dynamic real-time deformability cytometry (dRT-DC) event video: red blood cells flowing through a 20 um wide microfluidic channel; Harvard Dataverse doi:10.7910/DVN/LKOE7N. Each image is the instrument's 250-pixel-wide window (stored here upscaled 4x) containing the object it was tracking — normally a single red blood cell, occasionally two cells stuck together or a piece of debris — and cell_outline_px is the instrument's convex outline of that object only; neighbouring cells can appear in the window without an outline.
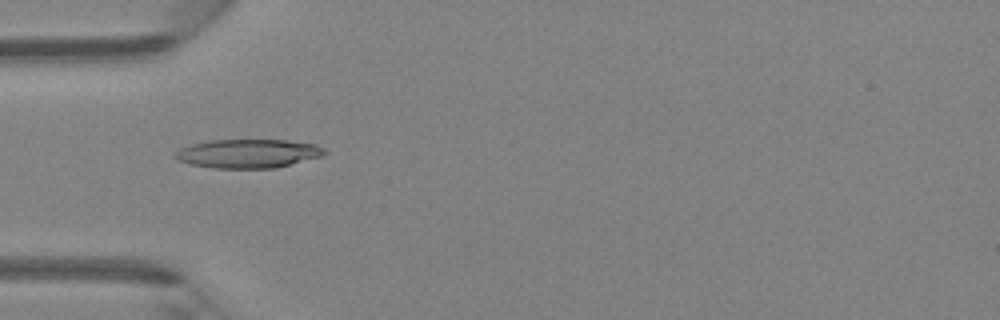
{"species": "Egyptian fruit bat (a non-hibernating species)", "species_latin": "Rousettus aegyptiacus", "temperature_condition": "room temperature", "stored_images_in_passage": 40, "camera_frame_rate_fps": 3000, "um_per_image_px": 0.085, "animal": {"sex": "female"}, "frame": {"image": 1, "passage_image": 8, "time_ms": 2.333, "image_size_px": [1000, 320], "cell_outline_px": [[328, 152], [324, 156], [272, 168], [212, 168], [192, 164], [176, 160], [172, 156], [180, 148], [192, 144], [212, 140], [288, 140], [316, 144], [324, 148]], "centroid_in_image_um": [21.1, 13.05], "position_along_channel_um": 63.9, "area_um2": 25.09}}
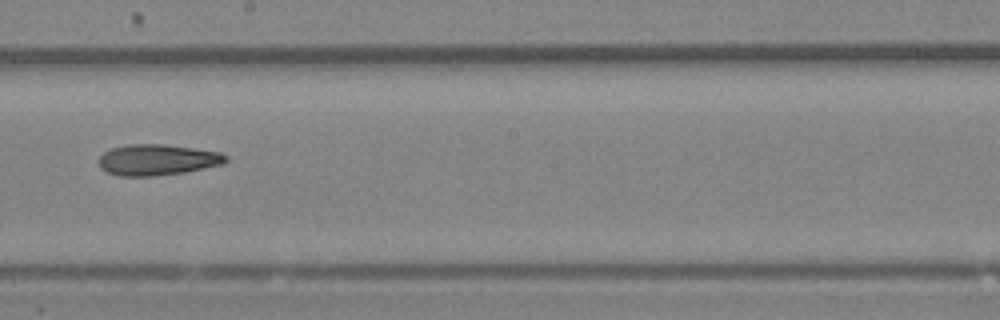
{"frame": {"image": 2, "passage_image": 20, "time_ms": 6.333, "image_size_px": [1000, 320], "cell_outline_px": [[228, 160], [224, 164], [184, 172], [152, 176], [120, 176], [108, 172], [100, 168], [100, 156], [104, 152], [112, 148], [128, 144], [164, 144], [220, 152], [228, 156]], "centroid_in_image_um": [13.39, 13.58], "position_along_channel_um": 234.8, "area_um2": 22.83}}
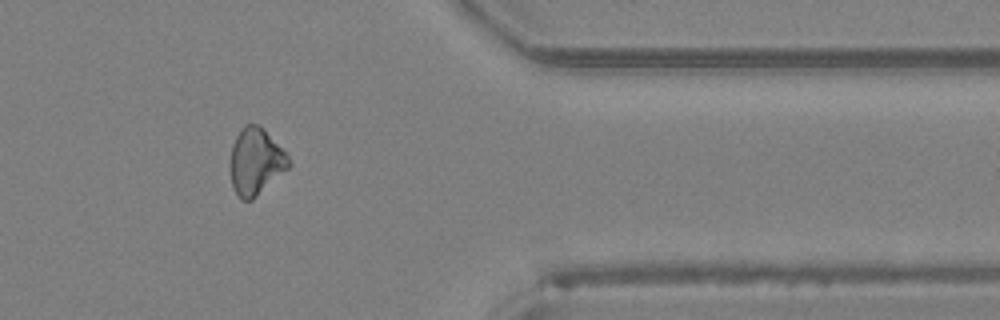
{"frame": {"image": 3, "passage_image": 32, "time_ms": 10.333, "image_size_px": [1000, 320], "cell_outline_px": [[292, 164], [288, 168], [252, 200], [240, 200], [232, 188], [232, 144], [240, 128], [244, 124], [260, 124], [264, 128], [288, 156]], "centroid_in_image_um": [21.74, 13.71], "position_along_channel_um": 389.7, "area_um2": 22.48}, "authors_computed_cell_mechanics": {"area_um2": 23.0911, "velocity_mm_per_s": 4.3136, "shape_relaxation_time_tau1_ms": 7.56, "shape_relaxation_time_tau2_ms": null, "deformation_change_tau1": 0.1442, "deformation_change_tau2": null}}